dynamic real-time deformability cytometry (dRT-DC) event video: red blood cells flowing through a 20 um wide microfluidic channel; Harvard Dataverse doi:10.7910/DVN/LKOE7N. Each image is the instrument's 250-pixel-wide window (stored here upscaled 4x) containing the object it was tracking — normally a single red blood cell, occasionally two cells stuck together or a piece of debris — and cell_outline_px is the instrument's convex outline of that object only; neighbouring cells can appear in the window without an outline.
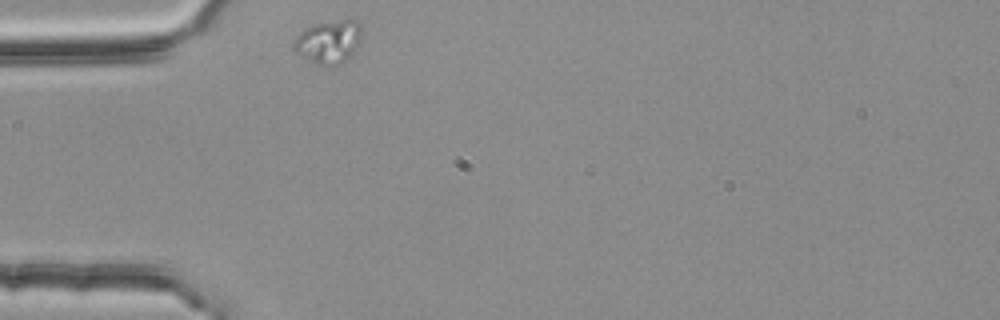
{"species": "common noctule bat (a hibernating species)", "species_latin": "Nyctalus noctula", "temperature_condition": "room temperature", "stored_images_in_passage": 1, "camera_frame_rate_fps": 3000, "um_per_image_px": 0.085, "animal": {"sex": "female", "body_mass_g": 25.1}, "frame": {"image": 1, "passage_image": 1, "time_ms": 0.0, "image_size_px": [1000, 320], "cell_outline_px": [[360, 40], [352, 52], [344, 60], [336, 64], [324, 68], [300, 56], [296, 52], [292, 44], [296, 36], [304, 28], [312, 24], [340, 20], [356, 20], [360, 24]], "centroid_in_image_um": [27.87, 3.55], "position_along_channel_um": 57.1, "area_um2": 16.99}}